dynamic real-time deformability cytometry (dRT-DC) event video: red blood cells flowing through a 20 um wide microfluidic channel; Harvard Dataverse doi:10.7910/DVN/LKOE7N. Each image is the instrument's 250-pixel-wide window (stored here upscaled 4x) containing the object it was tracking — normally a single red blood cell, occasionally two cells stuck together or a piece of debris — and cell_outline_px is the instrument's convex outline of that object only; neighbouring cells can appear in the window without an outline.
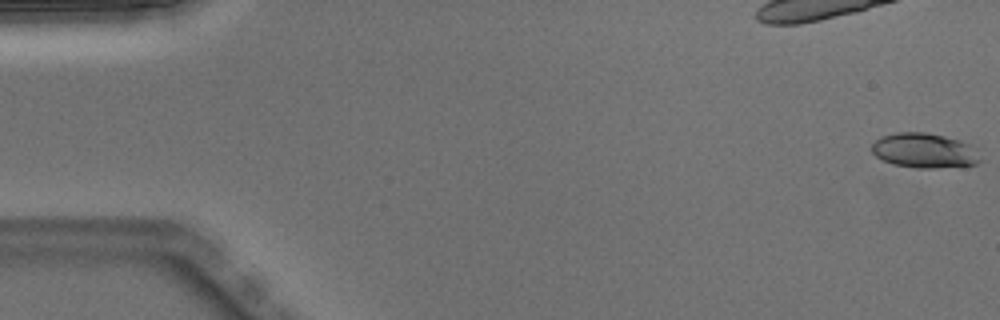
{"species": "Egyptian fruit bat (a non-hibernating species)", "species_latin": "Rousettus aegyptiacus", "temperature_condition": "warm", "stored_images_in_passage": 48, "camera_frame_rate_fps": 3000, "um_per_image_px": 0.085, "animal": {"sex": "male"}, "frame": {"image": 1, "passage_image": 1, "time_ms": 0.0, "image_size_px": [1000, 320], "cell_outline_px": [[984, 160], [976, 164], [936, 168], [916, 168], [892, 164], [880, 160], [872, 152], [872, 144], [876, 140], [884, 136], [896, 132], [928, 132], [960, 140], [968, 144]], "centroid_in_image_um": [78.55, 12.8], "position_along_channel_um": 6.4, "area_um2": 22.02}, "authors_computed_cell_mechanics": {"area_um2": 22.9755, "velocity_mm_per_s": 4.0214, "shape_relaxation_time_tau1_ms": 6.2392, "shape_relaxation_time_tau2_ms": 1.4307, "deformation_change_tau1": 0.2169, "deformation_change_tau2": 0.0786}}